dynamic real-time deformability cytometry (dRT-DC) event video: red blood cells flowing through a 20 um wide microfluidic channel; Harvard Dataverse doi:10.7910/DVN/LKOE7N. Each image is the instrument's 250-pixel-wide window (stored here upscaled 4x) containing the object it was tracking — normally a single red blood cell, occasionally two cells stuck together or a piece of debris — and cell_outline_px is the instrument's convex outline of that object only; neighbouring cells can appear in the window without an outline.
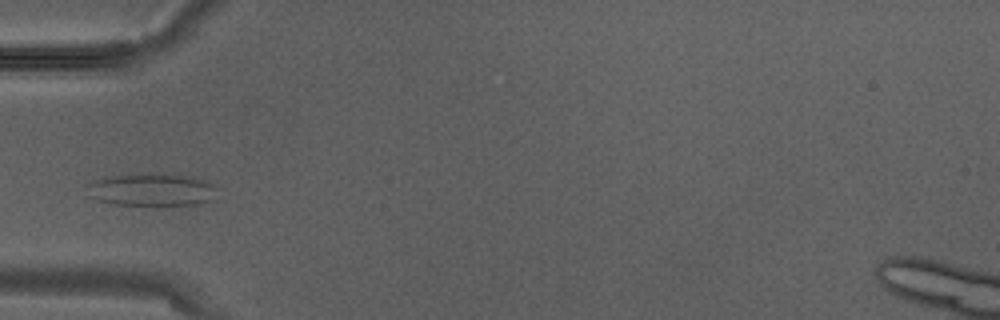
{"species": "Egyptian fruit bat (a non-hibernating species)", "species_latin": "Rousettus aegyptiacus", "temperature_condition": "warm", "stored_images_in_passage": 3, "camera_frame_rate_fps": 3000, "um_per_image_px": 0.085, "animal": {"sex": "male"}, "frame": {"image": 1, "passage_image": 3, "time_ms": 0.667, "image_size_px": [1000, 320], "cell_outline_px": [[216, 200], [200, 204], [152, 208], [112, 204], [96, 200], [92, 196], [84, 184], [92, 180], [108, 176], [148, 172], [164, 172], [200, 176], [212, 184], [216, 188]], "centroid_in_image_um": [12.96, 16.14], "position_along_channel_um": 72.0, "area_um2": 26.88}}